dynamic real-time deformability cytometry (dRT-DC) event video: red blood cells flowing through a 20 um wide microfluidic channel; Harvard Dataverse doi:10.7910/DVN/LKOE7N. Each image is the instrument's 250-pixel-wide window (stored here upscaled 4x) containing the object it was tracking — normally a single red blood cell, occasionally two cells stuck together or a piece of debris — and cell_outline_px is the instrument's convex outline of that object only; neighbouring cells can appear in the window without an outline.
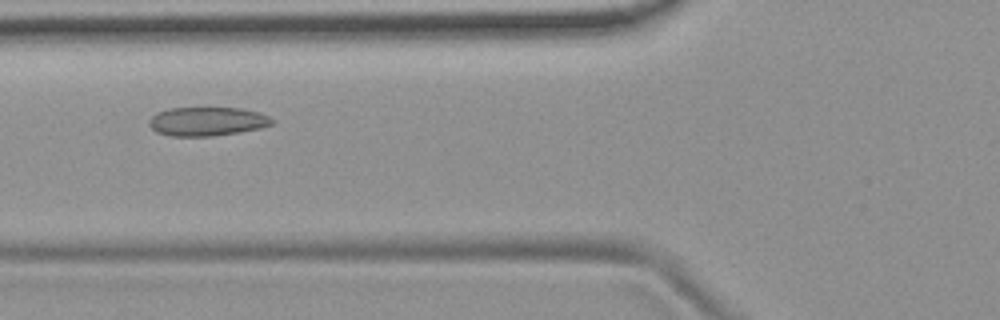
{"species": "common noctule bat (a hibernating species)", "species_latin": "Nyctalus noctula", "temperature_condition": "room temperature", "stored_images_in_passage": 7, "camera_frame_rate_fps": 3000, "um_per_image_px": 0.085, "animal": {"sex": "female", "body_mass_g": 19.9}, "frame": {"image": 1, "passage_image": 2, "time_ms": 1.0, "image_size_px": [1000, 320], "cell_outline_px": [[276, 120], [272, 124], [260, 128], [240, 132], [212, 136], [168, 136], [156, 132], [148, 124], [148, 120], [156, 112], [168, 108], [240, 108], [260, 112]], "centroid_in_image_um": [17.59, 10.32], "position_along_channel_um": 108.2, "area_um2": 20.87}}
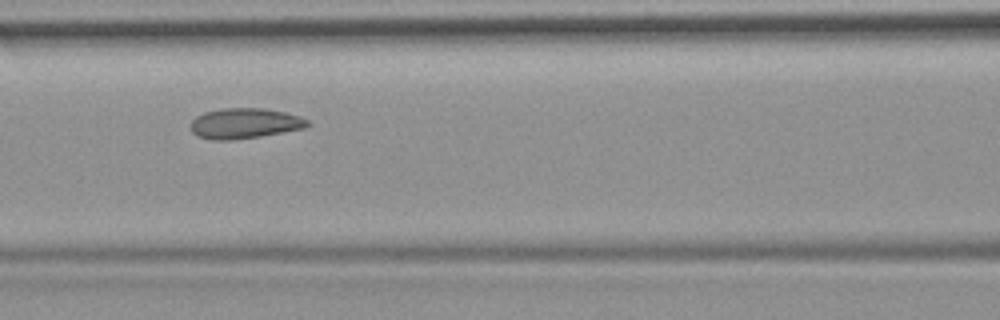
{"frame": {"image": 2, "passage_image": 3, "time_ms": 2.0, "image_size_px": [1000, 320], "cell_outline_px": [[312, 124], [304, 128], [260, 136], [232, 140], [212, 140], [196, 136], [192, 132], [192, 120], [196, 116], [204, 112], [224, 108], [264, 108], [284, 112], [300, 116], [308, 120]], "centroid_in_image_um": [20.8, 10.48], "position_along_channel_um": 145.8, "area_um2": 20.69}}
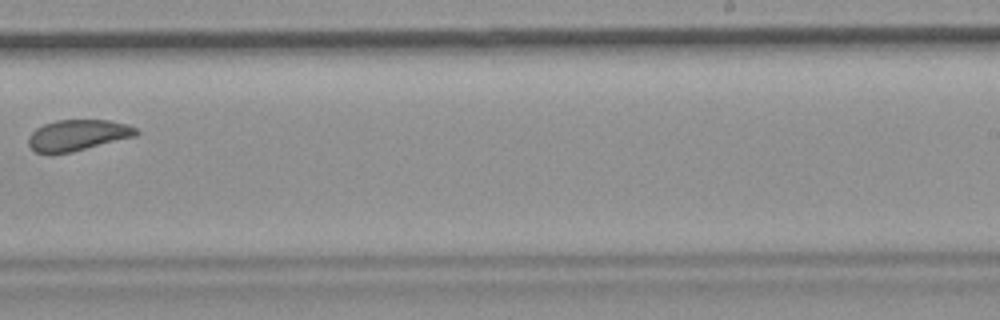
{"frame": {"image": 3, "passage_image": 6, "time_ms": 5.667, "image_size_px": [1000, 320], "cell_outline_px": [[140, 132], [136, 136], [72, 152], [36, 152], [28, 144], [28, 136], [36, 128], [44, 124], [56, 120], [108, 120], [128, 124], [136, 128]], "centroid_in_image_um": [6.64, 11.47], "position_along_channel_um": 282.4, "area_um2": 19.31}}